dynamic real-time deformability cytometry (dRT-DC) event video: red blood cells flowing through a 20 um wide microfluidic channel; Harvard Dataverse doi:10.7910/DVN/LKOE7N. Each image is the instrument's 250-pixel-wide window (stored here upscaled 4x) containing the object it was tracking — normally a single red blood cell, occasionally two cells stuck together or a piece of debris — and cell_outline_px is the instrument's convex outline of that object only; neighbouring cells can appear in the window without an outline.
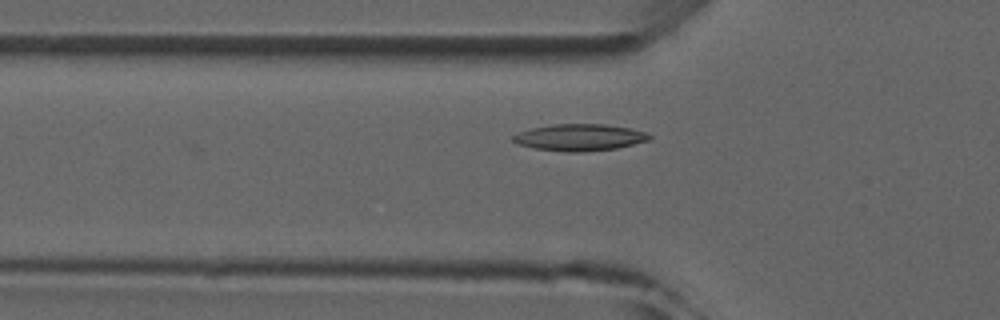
{"species": "common noctule bat (a hibernating species)", "species_latin": "Nyctalus noctula", "temperature_condition": "room temperature", "stored_images_in_passage": 4, "camera_frame_rate_fps": 3000, "um_per_image_px": 0.085, "animal": {"sex": "male", "forearm_length_mm": 52.5}, "frame": {"image": 1, "passage_image": 4, "time_ms": 3.333, "image_size_px": [1000, 320], "cell_outline_px": [[652, 136], [648, 140], [616, 148], [580, 152], [564, 152], [532, 148], [520, 144], [512, 140], [512, 136], [520, 132], [532, 128], [552, 124], [604, 124], [632, 128], [648, 132]], "centroid_in_image_um": [49.28, 11.67], "position_along_channel_um": 76.5, "area_um2": 21.21}}